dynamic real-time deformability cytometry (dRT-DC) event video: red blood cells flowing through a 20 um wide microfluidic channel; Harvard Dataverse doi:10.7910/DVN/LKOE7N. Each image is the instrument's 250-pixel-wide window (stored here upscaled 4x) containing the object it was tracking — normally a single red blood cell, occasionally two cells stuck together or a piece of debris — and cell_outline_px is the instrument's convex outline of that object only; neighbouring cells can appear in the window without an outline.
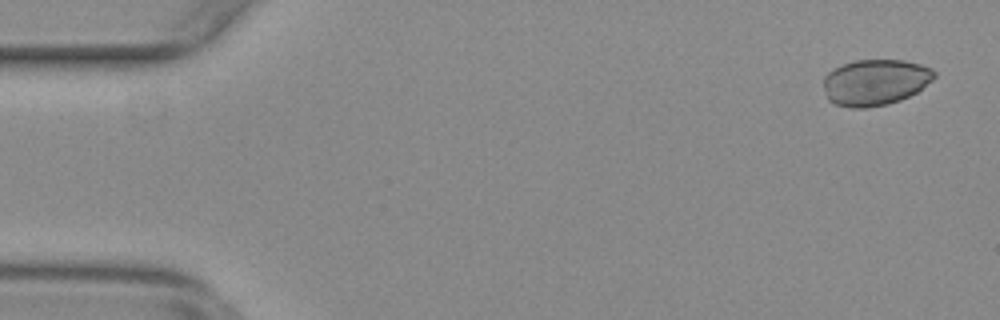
{"species": "common noctule bat (a hibernating species)", "species_latin": "Nyctalus noctula", "temperature_condition": "warm", "stored_images_in_passage": 55, "camera_frame_rate_fps": 3000, "um_per_image_px": 0.085, "animal": {"sex": "female", "body_mass_g": 29.2, "forearm_length_mm": 56.3}, "frame": {"image": 1, "passage_image": 3, "time_ms": 0.667, "image_size_px": [1000, 320], "cell_outline_px": [[936, 76], [932, 80], [916, 92], [900, 100], [888, 104], [864, 108], [852, 108], [836, 104], [828, 100], [824, 88], [824, 76], [828, 72], [844, 64], [856, 60], [904, 60], [920, 64], [932, 68], [936, 72]], "centroid_in_image_um": [74.4, 6.99], "position_along_channel_um": 10.6, "area_um2": 29.65}}
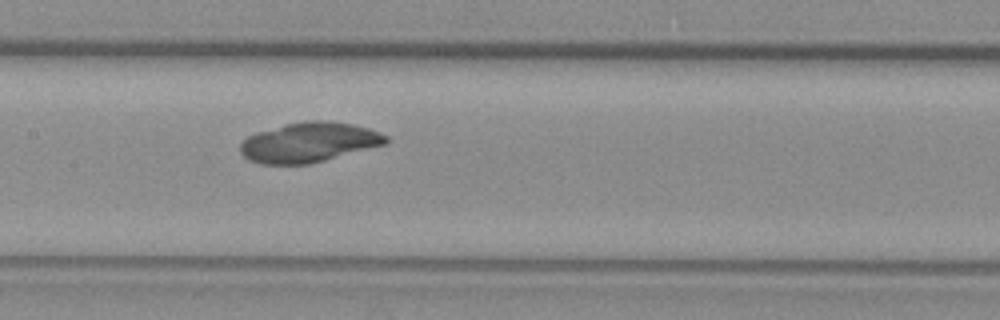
{"frame": {"image": 2, "passage_image": 27, "time_ms": 8.667, "image_size_px": [1000, 320], "cell_outline_px": [[388, 144], [312, 164], [260, 164], [248, 160], [240, 152], [240, 144], [248, 136], [256, 132], [304, 120], [324, 120], [352, 124], [368, 128], [380, 132], [388, 136]], "centroid_in_image_um": [26.3, 12.11], "position_along_channel_um": 181.1, "area_um2": 34.1}}
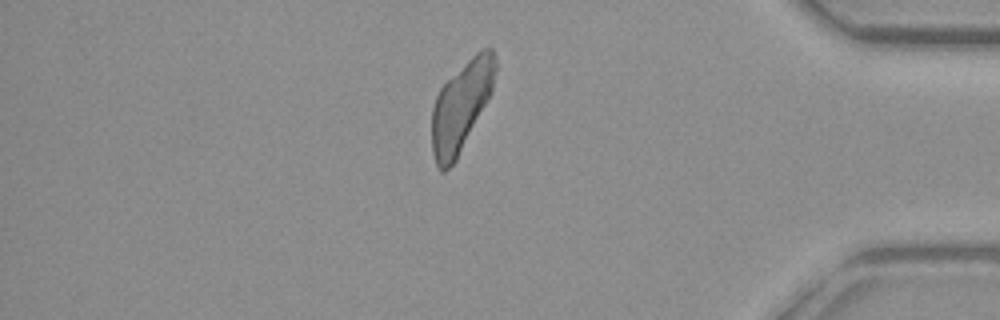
{"frame": {"image": 3, "passage_image": 47, "time_ms": 15.333, "image_size_px": [1000, 320], "cell_outline_px": [[496, 72], [492, 92], [456, 160], [444, 172], [440, 172], [436, 164], [432, 152], [432, 108], [436, 96], [440, 88], [480, 48], [492, 48], [496, 60]], "centroid_in_image_um": [39.2, 9.03], "position_along_channel_um": 396.0, "area_um2": 32.95}}